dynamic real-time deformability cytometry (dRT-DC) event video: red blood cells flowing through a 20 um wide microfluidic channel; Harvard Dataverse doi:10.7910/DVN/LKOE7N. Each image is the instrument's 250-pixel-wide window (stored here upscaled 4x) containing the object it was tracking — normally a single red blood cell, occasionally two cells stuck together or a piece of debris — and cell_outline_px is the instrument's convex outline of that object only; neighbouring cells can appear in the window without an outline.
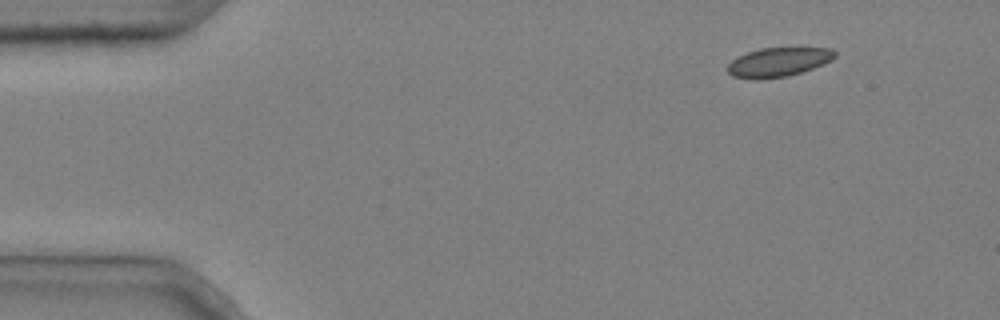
{"species": "common noctule bat (a hibernating species)", "species_latin": "Nyctalus noctula", "temperature_condition": "cold", "stored_images_in_passage": 4, "camera_frame_rate_fps": 3000, "um_per_image_px": 0.085, "animal": {"sex": "male", "body_mass_g": 20.4}, "frame": {"image": 1, "passage_image": 1, "time_ms": 0.0, "image_size_px": [1000, 320], "cell_outline_px": [[836, 56], [832, 60], [824, 64], [788, 76], [760, 80], [752, 80], [732, 76], [728, 72], [728, 64], [732, 60], [748, 52], [760, 48], [832, 48], [836, 52]], "centroid_in_image_um": [66.16, 5.29], "position_along_channel_um": 18.8, "area_um2": 18.26}}
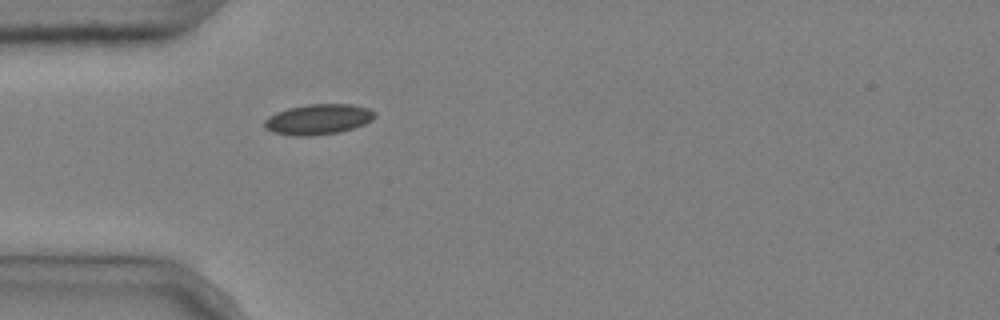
{"frame": {"image": 2, "passage_image": 4, "time_ms": 1.0, "image_size_px": [1000, 320], "cell_outline_px": [[376, 116], [372, 120], [364, 124], [340, 132], [312, 136], [292, 136], [272, 132], [264, 128], [264, 120], [268, 116], [276, 112], [288, 108], [308, 104], [352, 104], [368, 108], [376, 112]], "centroid_in_image_um": [27.03, 10.14], "position_along_channel_um": 58.0, "area_um2": 19.77}}